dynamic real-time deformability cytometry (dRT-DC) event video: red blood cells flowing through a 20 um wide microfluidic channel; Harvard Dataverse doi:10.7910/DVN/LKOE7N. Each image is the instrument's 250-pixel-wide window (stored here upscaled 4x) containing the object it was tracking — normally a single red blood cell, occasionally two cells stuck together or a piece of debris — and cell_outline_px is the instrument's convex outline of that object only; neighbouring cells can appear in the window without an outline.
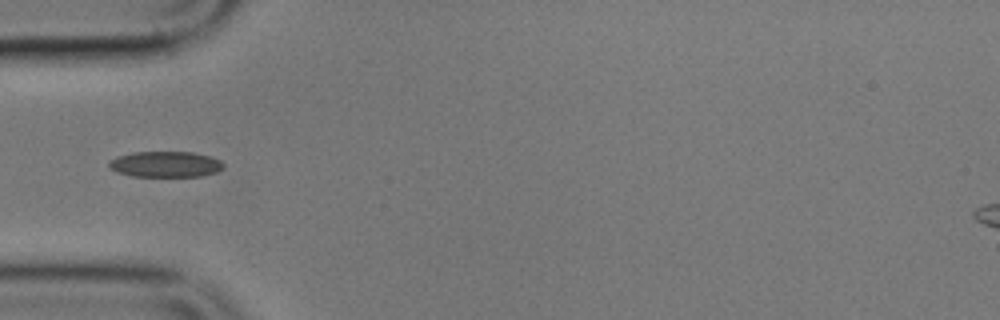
{"species": "common noctule bat (a hibernating species)", "species_latin": "Nyctalus noctula", "temperature_condition": "cold", "stored_images_in_passage": 11, "segment_of_instrument_passage": [2, 2], "camera_frame_rate_fps": 3000, "um_per_image_px": 0.085, "animal": {"sex": "male", "body_mass_g": 17.9}, "frame": {"image": 1, "passage_image": 5, "time_ms": 5.667, "image_size_px": [1000, 320], "cell_outline_px": [[224, 168], [216, 172], [200, 176], [132, 176], [116, 172], [108, 168], [108, 160], [116, 156], [132, 152], [192, 152], [208, 156], [220, 160], [224, 164]], "centroid_in_image_um": [14.01, 13.96], "position_along_channel_um": 71.0, "area_um2": 17.34}}
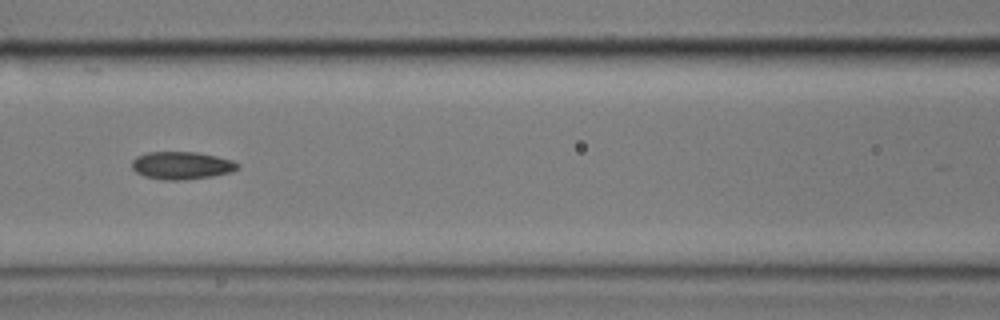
{"frame": {"image": 2, "passage_image": 7, "time_ms": 8.0, "image_size_px": [1000, 320], "cell_outline_px": [[240, 168], [232, 172], [212, 176], [184, 180], [164, 180], [144, 176], [136, 172], [132, 168], [132, 160], [136, 156], [148, 152], [196, 152], [216, 156], [232, 160], [240, 164]], "centroid_in_image_um": [15.45, 14.06], "position_along_channel_um": 151.1, "area_um2": 17.17}}
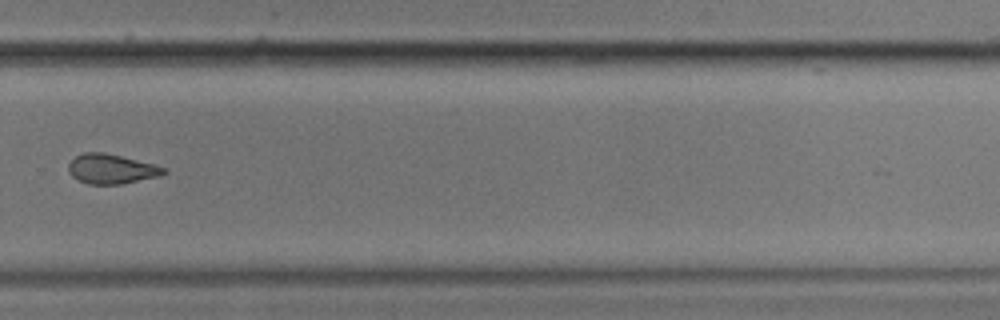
{"frame": {"image": 3, "passage_image": 11, "time_ms": 13.0, "image_size_px": [1000, 320], "cell_outline_px": [[168, 172], [160, 176], [120, 184], [88, 184], [72, 176], [68, 172], [68, 164], [76, 156], [84, 152], [104, 152], [152, 164], [164, 168]], "centroid_in_image_um": [9.44, 14.36], "position_along_channel_um": 320.4, "area_um2": 16.24}}